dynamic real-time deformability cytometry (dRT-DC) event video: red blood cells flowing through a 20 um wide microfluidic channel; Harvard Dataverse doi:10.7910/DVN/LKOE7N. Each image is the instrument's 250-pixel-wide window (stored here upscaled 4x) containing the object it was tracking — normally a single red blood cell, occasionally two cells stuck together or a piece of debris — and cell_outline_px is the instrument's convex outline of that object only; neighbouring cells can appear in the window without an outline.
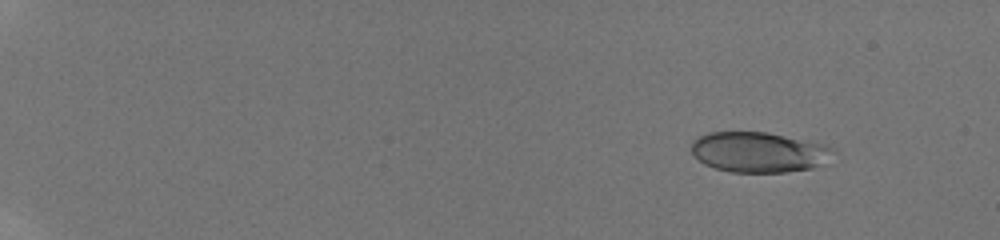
{"species": "human", "species_latin": "Homo sapiens", "temperature_condition": "room temperature", "stored_images_in_passage": 19, "camera_frame_rate_fps": 3000, "um_per_image_px": 0.085, "donor": {"sex": "male"}, "frame": {"image": 1, "passage_image": 4, "time_ms": 1.667, "image_size_px": [1000, 240], "cell_outline_px": [[836, 152], [812, 168], [784, 172], [732, 172], [716, 168], [704, 164], [692, 152], [692, 140], [696, 136], [708, 132], [768, 132], [828, 144]], "centroid_in_image_um": [64.48, 12.91], "position_along_channel_um": 20.5, "area_um2": 33.29}}
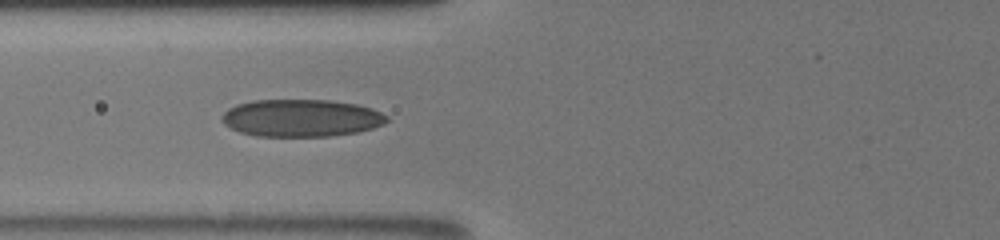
{"frame": {"image": 2, "passage_image": 15, "time_ms": 8.0, "image_size_px": [1000, 240], "cell_outline_px": [[388, 120], [384, 124], [372, 128], [356, 132], [328, 136], [256, 136], [240, 132], [224, 124], [220, 120], [220, 116], [228, 108], [236, 104], [252, 100], [328, 100], [356, 104], [372, 108], [388, 116]], "centroid_in_image_um": [25.57, 10.02], "position_along_channel_um": 100.2, "area_um2": 36.01}}
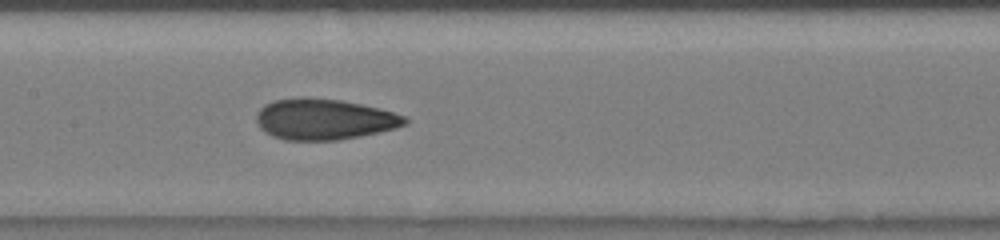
{"frame": {"image": 3, "passage_image": 19, "time_ms": 10.0, "image_size_px": [1000, 240], "cell_outline_px": [[408, 124], [396, 128], [360, 136], [336, 140], [284, 140], [272, 136], [264, 132], [256, 124], [256, 116], [260, 108], [264, 104], [272, 100], [304, 96], [308, 96], [340, 100], [380, 108], [408, 116]], "centroid_in_image_um": [27.54, 10.12], "position_along_channel_um": 179.9, "area_um2": 35.89}}